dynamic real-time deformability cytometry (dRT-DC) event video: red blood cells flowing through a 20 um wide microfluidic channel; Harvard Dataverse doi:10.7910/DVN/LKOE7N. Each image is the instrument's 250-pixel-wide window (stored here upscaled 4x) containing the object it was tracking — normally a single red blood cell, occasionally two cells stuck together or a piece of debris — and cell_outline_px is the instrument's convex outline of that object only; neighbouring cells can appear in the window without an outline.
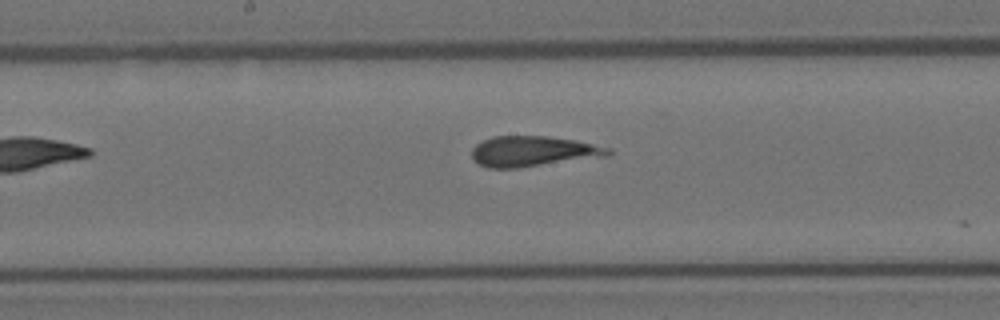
{"species": "Egyptian fruit bat (a non-hibernating species)", "species_latin": "Rousettus aegyptiacus", "temperature_condition": "room temperature", "stored_images_in_passage": 10, "camera_frame_rate_fps": 3000, "um_per_image_px": 0.085, "animal": {"sex": "female"}, "frame": {"image": 1, "passage_image": 9, "time_ms": 2.667, "image_size_px": [1000, 320], "cell_outline_px": [[612, 152], [608, 156], [520, 168], [488, 168], [480, 164], [472, 156], [472, 148], [476, 144], [492, 136], [548, 136], [576, 140], [612, 148]], "centroid_in_image_um": [45.35, 12.86], "position_along_channel_um": 202.9, "area_um2": 24.33}}